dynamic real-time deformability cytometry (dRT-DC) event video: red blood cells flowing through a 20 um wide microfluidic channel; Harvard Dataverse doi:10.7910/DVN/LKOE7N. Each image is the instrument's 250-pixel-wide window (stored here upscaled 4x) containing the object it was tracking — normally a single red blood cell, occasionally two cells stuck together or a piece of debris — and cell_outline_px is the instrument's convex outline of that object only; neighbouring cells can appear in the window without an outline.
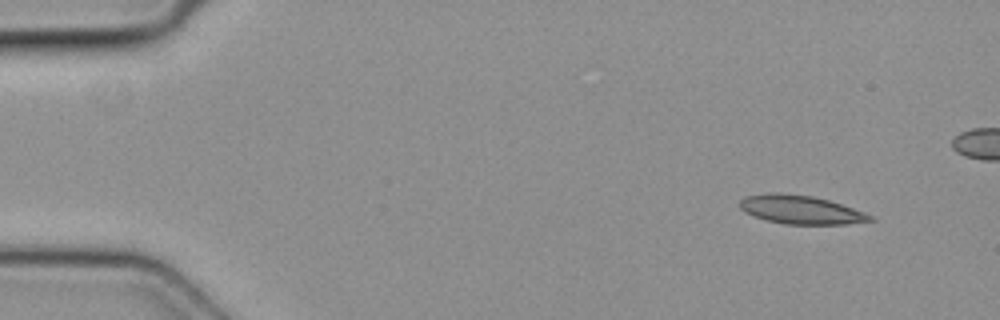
{"species": "common noctule bat (a hibernating species)", "species_latin": "Nyctalus noctula", "temperature_condition": "cold", "stored_images_in_passage": 7, "segment_of_instrument_passage": [1, 2], "camera_frame_rate_fps": 3000, "um_per_image_px": 0.085, "animal": {"sex": "female", "body_mass_g": 19.3, "forearm_length_mm": 54.1}, "frame": {"image": 1, "passage_image": 2, "time_ms": 0.333, "image_size_px": [1000, 320], "cell_outline_px": [[876, 220], [848, 224], [784, 224], [752, 216], [744, 212], [740, 208], [740, 200], [744, 196], [768, 192], [780, 192], [812, 196], [828, 200], [864, 212], [872, 216]], "centroid_in_image_um": [68.02, 17.81], "position_along_channel_um": 17.0, "area_um2": 21.79}}
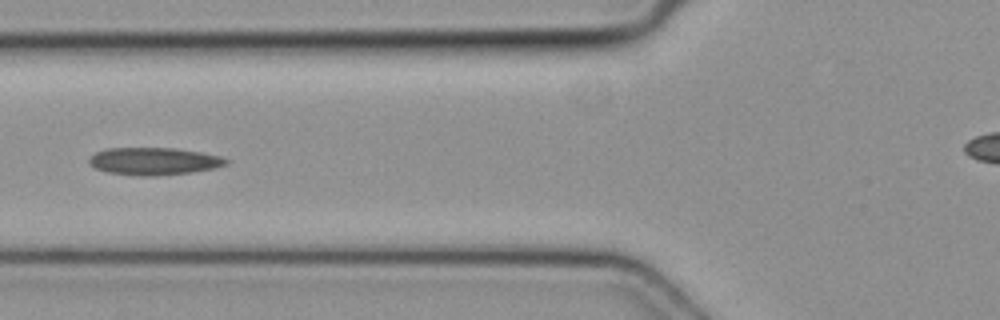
{"frame": {"image": 2, "passage_image": 6, "time_ms": 1.667, "image_size_px": [1000, 320], "cell_outline_px": [[228, 164], [216, 168], [192, 172], [156, 176], [136, 176], [108, 172], [96, 168], [88, 164], [88, 160], [96, 152], [108, 148], [172, 148], [200, 152], [220, 156], [228, 160]], "centroid_in_image_um": [13.08, 13.71], "position_along_channel_um": 112.7, "area_um2": 21.91}}